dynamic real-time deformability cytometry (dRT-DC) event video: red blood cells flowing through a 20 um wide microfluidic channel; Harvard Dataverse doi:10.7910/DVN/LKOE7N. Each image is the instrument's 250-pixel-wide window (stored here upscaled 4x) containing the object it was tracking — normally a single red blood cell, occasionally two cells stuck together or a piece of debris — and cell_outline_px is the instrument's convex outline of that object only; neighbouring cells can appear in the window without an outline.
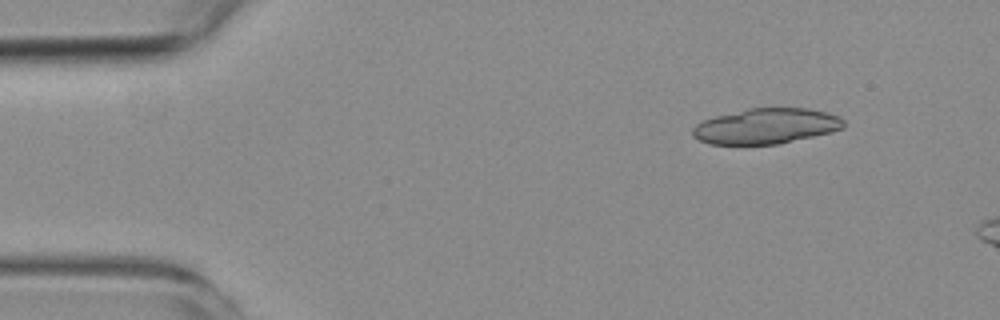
{"species": "common noctule bat (a hibernating species)", "species_latin": "Nyctalus noctula", "temperature_condition": "room temperature", "stored_images_in_passage": 3, "camera_frame_rate_fps": 3000, "um_per_image_px": 0.085, "animal": {"sex": "female", "body_mass_g": 19.3, "forearm_length_mm": 54.1}, "frame": {"image": 1, "passage_image": 1, "time_ms": 0.0, "image_size_px": [1000, 320], "cell_outline_px": [[844, 128], [812, 136], [776, 144], [708, 144], [692, 136], [692, 128], [696, 124], [704, 120], [716, 116], [748, 108], [808, 108], [824, 112], [836, 116], [844, 120]], "centroid_in_image_um": [65.07, 10.72], "position_along_channel_um": 19.9, "area_um2": 30.81}}